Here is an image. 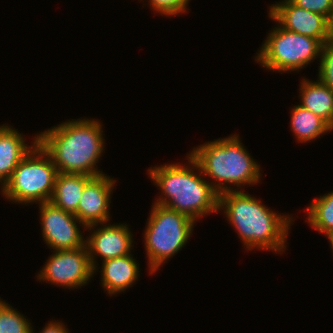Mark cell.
I'll return each instance as SVG.
<instances>
[{"label":"cell","instance_id":"8","mask_svg":"<svg viewBox=\"0 0 333 333\" xmlns=\"http://www.w3.org/2000/svg\"><path fill=\"white\" fill-rule=\"evenodd\" d=\"M45 263L37 274L40 282L78 289L93 279L94 269L86 245L77 249L53 251Z\"/></svg>","mask_w":333,"mask_h":333},{"label":"cell","instance_id":"15","mask_svg":"<svg viewBox=\"0 0 333 333\" xmlns=\"http://www.w3.org/2000/svg\"><path fill=\"white\" fill-rule=\"evenodd\" d=\"M300 104L325 120L333 128V91L318 78H303L299 85Z\"/></svg>","mask_w":333,"mask_h":333},{"label":"cell","instance_id":"11","mask_svg":"<svg viewBox=\"0 0 333 333\" xmlns=\"http://www.w3.org/2000/svg\"><path fill=\"white\" fill-rule=\"evenodd\" d=\"M126 224V222L119 224L101 223L85 228V230L90 231L91 234L86 236L85 245L88 249L93 269L98 267V262L96 261L97 256H99L103 262L131 253L134 247V239L128 227L129 225Z\"/></svg>","mask_w":333,"mask_h":333},{"label":"cell","instance_id":"18","mask_svg":"<svg viewBox=\"0 0 333 333\" xmlns=\"http://www.w3.org/2000/svg\"><path fill=\"white\" fill-rule=\"evenodd\" d=\"M306 221L324 236L333 232V191L314 198L306 208Z\"/></svg>","mask_w":333,"mask_h":333},{"label":"cell","instance_id":"14","mask_svg":"<svg viewBox=\"0 0 333 333\" xmlns=\"http://www.w3.org/2000/svg\"><path fill=\"white\" fill-rule=\"evenodd\" d=\"M25 135L20 133L11 125H0V187L11 178L13 171L20 161L38 143V134L31 141V145L26 144Z\"/></svg>","mask_w":333,"mask_h":333},{"label":"cell","instance_id":"12","mask_svg":"<svg viewBox=\"0 0 333 333\" xmlns=\"http://www.w3.org/2000/svg\"><path fill=\"white\" fill-rule=\"evenodd\" d=\"M116 179L107 174L92 177L84 186L77 208V218L85 226L108 223L110 203Z\"/></svg>","mask_w":333,"mask_h":333},{"label":"cell","instance_id":"4","mask_svg":"<svg viewBox=\"0 0 333 333\" xmlns=\"http://www.w3.org/2000/svg\"><path fill=\"white\" fill-rule=\"evenodd\" d=\"M189 155L197 162L206 180L210 178L209 183L219 195L242 191L246 185L254 186L262 178L260 165L251 158L236 133L198 145Z\"/></svg>","mask_w":333,"mask_h":333},{"label":"cell","instance_id":"5","mask_svg":"<svg viewBox=\"0 0 333 333\" xmlns=\"http://www.w3.org/2000/svg\"><path fill=\"white\" fill-rule=\"evenodd\" d=\"M144 230V248L150 274H155L188 242L196 223L188 216L152 203Z\"/></svg>","mask_w":333,"mask_h":333},{"label":"cell","instance_id":"7","mask_svg":"<svg viewBox=\"0 0 333 333\" xmlns=\"http://www.w3.org/2000/svg\"><path fill=\"white\" fill-rule=\"evenodd\" d=\"M277 26L269 31L254 59L264 69L288 73L301 71L320 58L322 43Z\"/></svg>","mask_w":333,"mask_h":333},{"label":"cell","instance_id":"3","mask_svg":"<svg viewBox=\"0 0 333 333\" xmlns=\"http://www.w3.org/2000/svg\"><path fill=\"white\" fill-rule=\"evenodd\" d=\"M186 155L188 165L180 162L156 165L148 168V178L161 190L154 204L178 211L198 222L208 214L219 212V194L205 179L197 162Z\"/></svg>","mask_w":333,"mask_h":333},{"label":"cell","instance_id":"22","mask_svg":"<svg viewBox=\"0 0 333 333\" xmlns=\"http://www.w3.org/2000/svg\"><path fill=\"white\" fill-rule=\"evenodd\" d=\"M293 4L325 16L333 24V0H290Z\"/></svg>","mask_w":333,"mask_h":333},{"label":"cell","instance_id":"1","mask_svg":"<svg viewBox=\"0 0 333 333\" xmlns=\"http://www.w3.org/2000/svg\"><path fill=\"white\" fill-rule=\"evenodd\" d=\"M218 209L235 228L245 249L285 253L289 228L295 221L293 215L273 211L245 191L221 193Z\"/></svg>","mask_w":333,"mask_h":333},{"label":"cell","instance_id":"16","mask_svg":"<svg viewBox=\"0 0 333 333\" xmlns=\"http://www.w3.org/2000/svg\"><path fill=\"white\" fill-rule=\"evenodd\" d=\"M91 178L92 176L83 174L58 173L49 202L77 217L84 186Z\"/></svg>","mask_w":333,"mask_h":333},{"label":"cell","instance_id":"9","mask_svg":"<svg viewBox=\"0 0 333 333\" xmlns=\"http://www.w3.org/2000/svg\"><path fill=\"white\" fill-rule=\"evenodd\" d=\"M38 205L42 237L49 249L71 250L85 246L86 238L80 226L84 229L86 227L74 214L54 206L51 202Z\"/></svg>","mask_w":333,"mask_h":333},{"label":"cell","instance_id":"10","mask_svg":"<svg viewBox=\"0 0 333 333\" xmlns=\"http://www.w3.org/2000/svg\"><path fill=\"white\" fill-rule=\"evenodd\" d=\"M269 18L282 28L314 39L322 44L333 39V24L323 15L282 0L272 4Z\"/></svg>","mask_w":333,"mask_h":333},{"label":"cell","instance_id":"6","mask_svg":"<svg viewBox=\"0 0 333 333\" xmlns=\"http://www.w3.org/2000/svg\"><path fill=\"white\" fill-rule=\"evenodd\" d=\"M57 175L51 157L37 143L17 165L1 192L7 201L15 204L49 202Z\"/></svg>","mask_w":333,"mask_h":333},{"label":"cell","instance_id":"20","mask_svg":"<svg viewBox=\"0 0 333 333\" xmlns=\"http://www.w3.org/2000/svg\"><path fill=\"white\" fill-rule=\"evenodd\" d=\"M318 79L333 91V39L322 44Z\"/></svg>","mask_w":333,"mask_h":333},{"label":"cell","instance_id":"21","mask_svg":"<svg viewBox=\"0 0 333 333\" xmlns=\"http://www.w3.org/2000/svg\"><path fill=\"white\" fill-rule=\"evenodd\" d=\"M189 1L191 0H149L148 2L154 12L171 18L181 15L183 12L187 13Z\"/></svg>","mask_w":333,"mask_h":333},{"label":"cell","instance_id":"17","mask_svg":"<svg viewBox=\"0 0 333 333\" xmlns=\"http://www.w3.org/2000/svg\"><path fill=\"white\" fill-rule=\"evenodd\" d=\"M290 112L291 131L299 143L314 141L333 131L325 120L299 104L295 105Z\"/></svg>","mask_w":333,"mask_h":333},{"label":"cell","instance_id":"23","mask_svg":"<svg viewBox=\"0 0 333 333\" xmlns=\"http://www.w3.org/2000/svg\"><path fill=\"white\" fill-rule=\"evenodd\" d=\"M35 333V330H32ZM39 333H70L67 326L62 321H49Z\"/></svg>","mask_w":333,"mask_h":333},{"label":"cell","instance_id":"2","mask_svg":"<svg viewBox=\"0 0 333 333\" xmlns=\"http://www.w3.org/2000/svg\"><path fill=\"white\" fill-rule=\"evenodd\" d=\"M103 124L91 118L71 119L41 131L38 143L49 154L58 173L99 176L105 150Z\"/></svg>","mask_w":333,"mask_h":333},{"label":"cell","instance_id":"13","mask_svg":"<svg viewBox=\"0 0 333 333\" xmlns=\"http://www.w3.org/2000/svg\"><path fill=\"white\" fill-rule=\"evenodd\" d=\"M102 267L94 268V274H97L98 269L101 270L102 288L111 297L116 294H122L128 288L133 287L139 277V264L134 259L132 253L108 259L102 262Z\"/></svg>","mask_w":333,"mask_h":333},{"label":"cell","instance_id":"24","mask_svg":"<svg viewBox=\"0 0 333 333\" xmlns=\"http://www.w3.org/2000/svg\"><path fill=\"white\" fill-rule=\"evenodd\" d=\"M326 237L328 238V241H329L330 247H331L332 252H333V232H331V233H329L328 235H326Z\"/></svg>","mask_w":333,"mask_h":333},{"label":"cell","instance_id":"19","mask_svg":"<svg viewBox=\"0 0 333 333\" xmlns=\"http://www.w3.org/2000/svg\"><path fill=\"white\" fill-rule=\"evenodd\" d=\"M28 318L0 298V333H32Z\"/></svg>","mask_w":333,"mask_h":333}]
</instances>
